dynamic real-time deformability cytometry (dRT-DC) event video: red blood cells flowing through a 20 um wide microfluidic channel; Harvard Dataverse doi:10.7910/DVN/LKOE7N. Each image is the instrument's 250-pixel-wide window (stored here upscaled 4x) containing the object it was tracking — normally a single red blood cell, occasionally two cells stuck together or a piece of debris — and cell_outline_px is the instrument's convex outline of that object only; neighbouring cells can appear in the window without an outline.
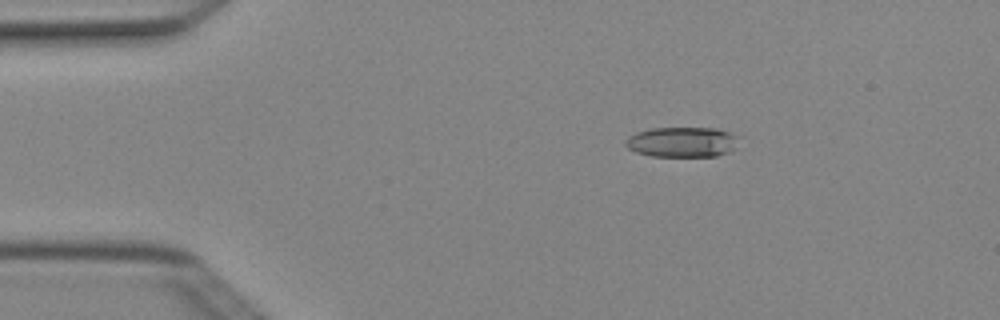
{"species": "Egyptian fruit bat (a non-hibernating species)", "species_latin": "Rousettus aegyptiacus", "temperature_condition": "cold", "stored_images_in_passage": 4, "camera_frame_rate_fps": 3000, "um_per_image_px": 0.085, "animal": {"sex": "female"}, "frame": {"image": 1, "passage_image": 3, "time_ms": 0.667, "image_size_px": [1000, 320], "cell_outline_px": [[736, 136], [732, 148], [728, 152], [716, 156], [652, 156], [636, 152], [628, 148], [624, 144], [624, 140], [628, 136], [636, 132], [652, 128], [716, 128], [728, 132]], "centroid_in_image_um": [57.88, 12.07], "position_along_channel_um": 27.1, "area_um2": 19.65}}